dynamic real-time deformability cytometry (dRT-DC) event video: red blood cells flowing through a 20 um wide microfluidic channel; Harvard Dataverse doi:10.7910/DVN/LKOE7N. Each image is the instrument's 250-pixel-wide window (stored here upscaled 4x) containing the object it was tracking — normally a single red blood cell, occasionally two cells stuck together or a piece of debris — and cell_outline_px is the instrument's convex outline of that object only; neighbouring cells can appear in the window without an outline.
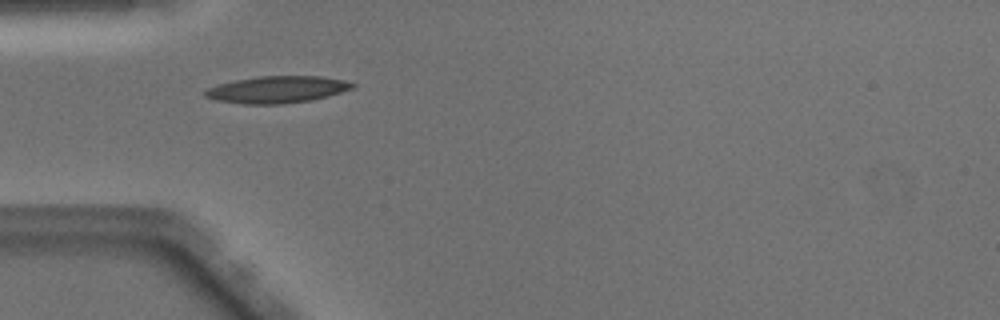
{"species": "Egyptian fruit bat (a non-hibernating species)", "species_latin": "Rousettus aegyptiacus", "temperature_condition": "warm", "stored_images_in_passage": 7, "camera_frame_rate_fps": 3000, "um_per_image_px": 0.085, "animal": {"sex": "male"}, "frame": {"image": 1, "passage_image": 1, "time_ms": 0.0, "image_size_px": [1000, 320], "cell_outline_px": [[356, 84], [352, 88], [328, 96], [312, 100], [280, 104], [244, 104], [216, 100], [204, 96], [204, 92], [208, 88], [220, 84], [236, 80], [260, 76], [320, 76], [344, 80]], "centroid_in_image_um": [23.56, 7.61], "position_along_channel_um": 61.4, "area_um2": 22.89}}
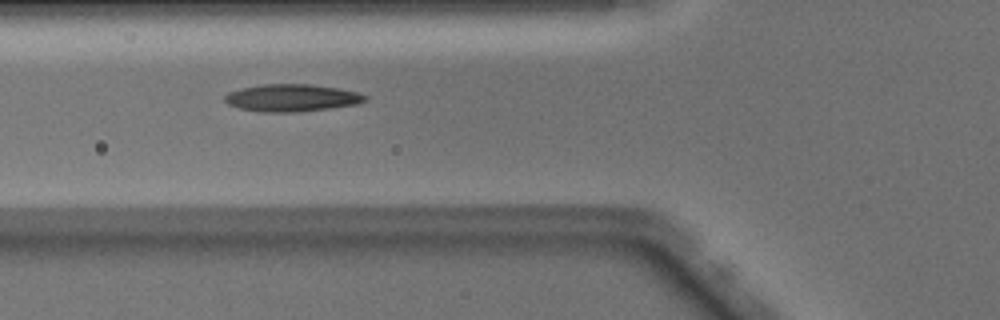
{"frame": {"image": 2, "passage_image": 4, "time_ms": 1.0, "image_size_px": [1000, 320], "cell_outline_px": [[368, 100], [356, 104], [332, 108], [296, 112], [264, 112], [240, 108], [228, 104], [224, 100], [224, 96], [228, 92], [240, 88], [260, 84], [312, 84], [340, 88], [356, 92], [368, 96]], "centroid_in_image_um": [24.81, 8.31], "position_along_channel_um": 101.0, "area_um2": 22.48}}
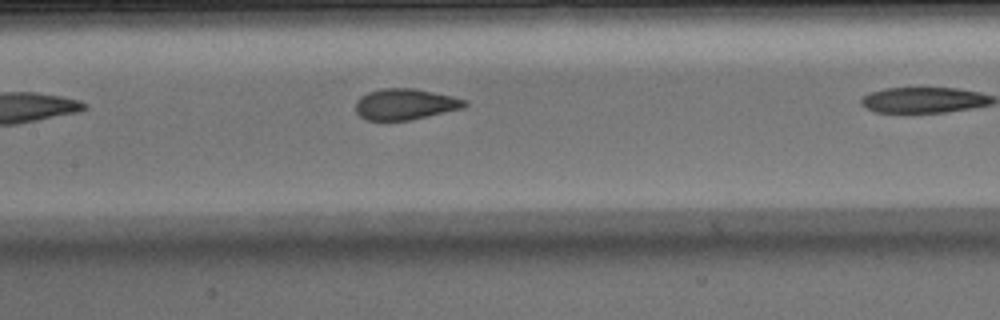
{"frame": {"image": 3, "passage_image": 6, "time_ms": 1.667, "image_size_px": [1000, 320], "cell_outline_px": [[468, 104], [464, 108], [412, 120], [364, 120], [356, 112], [356, 100], [360, 96], [368, 92], [380, 88], [416, 88], [452, 96], [468, 100]], "centroid_in_image_um": [34.45, 8.85], "position_along_channel_um": 172.9, "area_um2": 20.0}}